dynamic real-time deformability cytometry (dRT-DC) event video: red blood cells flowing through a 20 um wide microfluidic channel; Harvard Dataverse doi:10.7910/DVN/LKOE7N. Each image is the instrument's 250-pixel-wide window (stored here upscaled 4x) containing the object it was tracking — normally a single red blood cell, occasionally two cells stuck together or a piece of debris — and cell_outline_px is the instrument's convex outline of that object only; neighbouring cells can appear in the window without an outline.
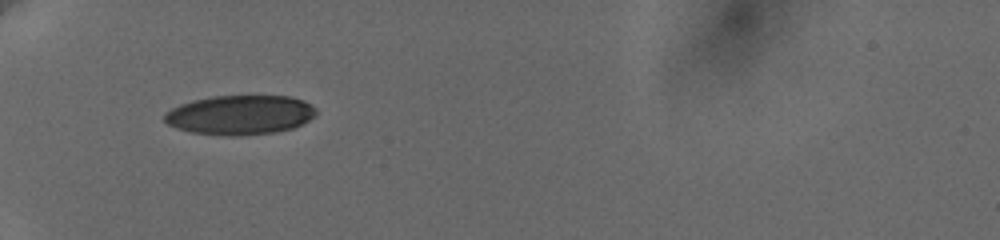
{"species": "human", "species_latin": "Homo sapiens", "temperature_condition": "cold", "stored_images_in_passage": 38, "camera_frame_rate_fps": 3000, "um_per_image_px": 0.085, "donor": {"sex": "female"}, "frame": {"image": 1, "passage_image": 1, "time_ms": 0.0, "image_size_px": [1000, 240], "cell_outline_px": [[316, 116], [292, 128], [276, 132], [236, 136], [224, 136], [192, 132], [176, 128], [168, 124], [164, 120], [164, 112], [180, 104], [192, 100], [212, 96], [292, 96], [304, 100], [316, 108]], "centroid_in_image_um": [20.4, 9.76], "position_along_channel_um": 64.6, "area_um2": 35.03}}
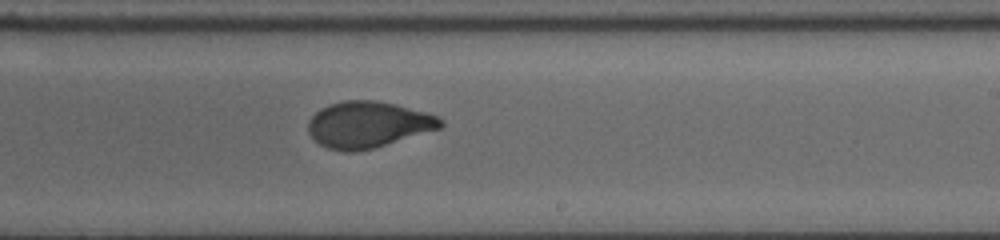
{"frame": {"image": 2, "passage_image": 18, "time_ms": 5.667, "image_size_px": [1000, 240], "cell_outline_px": [[444, 124], [440, 128], [372, 148], [352, 152], [344, 152], [328, 148], [320, 144], [308, 132], [308, 120], [320, 108], [328, 104], [344, 100], [376, 100], [396, 104], [440, 116], [444, 120]], "centroid_in_image_um": [31.28, 10.57], "position_along_channel_um": 257.7, "area_um2": 35.6}}
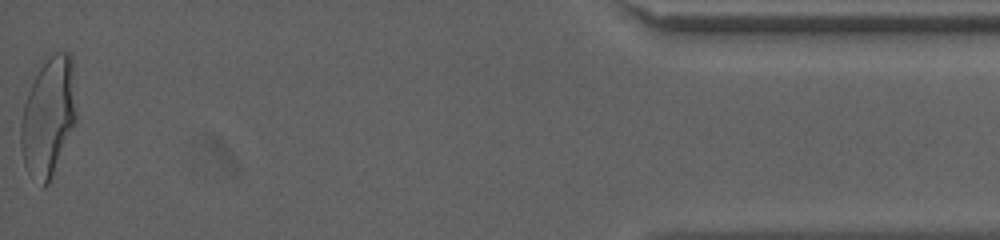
{"frame": {"image": 3, "passage_image": 38, "time_ms": 12.333, "image_size_px": [1000, 240], "cell_outline_px": [[76, 120], [52, 176], [48, 184], [44, 188], [24, 164], [20, 144], [20, 124], [24, 104], [36, 64], [48, 52], [68, 52], [72, 56], [76, 112]], "centroid_in_image_um": [4.09, 9.77], "position_along_channel_um": 431.1, "area_um2": 39.02}, "authors_computed_cell_mechanics": {"area_um2": 36.1539, "velocity_mm_per_s": 3.6369, "shape_relaxation_time_tau1_ms": 4.1683, "shape_relaxation_time_tau2_ms": 0.8858, "deformation_change_tau1": 0.1796, "deformation_change_tau2": 0.0626}}